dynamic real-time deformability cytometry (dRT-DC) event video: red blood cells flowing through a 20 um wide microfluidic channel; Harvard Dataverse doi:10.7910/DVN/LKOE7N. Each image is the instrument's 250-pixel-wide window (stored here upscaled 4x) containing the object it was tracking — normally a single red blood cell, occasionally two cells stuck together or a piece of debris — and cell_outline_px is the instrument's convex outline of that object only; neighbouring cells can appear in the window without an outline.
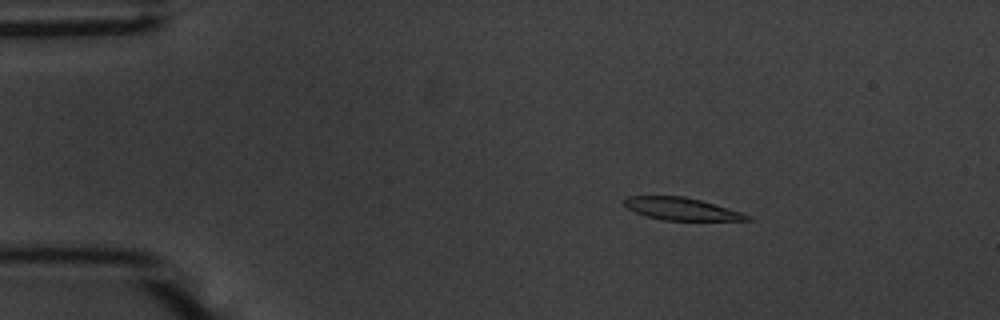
{"species": "common noctule bat (a hibernating species)", "species_latin": "Nyctalus noctula", "temperature_condition": "warm", "stored_images_in_passage": 55, "camera_frame_rate_fps": 3000, "um_per_image_px": 0.085, "animal": {"sex": "male", "body_mass_g": 20.1, "forearm_length_mm": 53.5}, "frame": {"image": 1, "passage_image": 9, "time_ms": 2.667, "image_size_px": [1000, 320], "cell_outline_px": [[752, 220], [664, 220], [648, 216], [636, 212], [628, 208], [620, 200], [628, 196], [684, 196], [700, 200], [744, 212], [752, 216]], "centroid_in_image_um": [57.95, 17.75], "position_along_channel_um": 27.0, "area_um2": 16.07}}
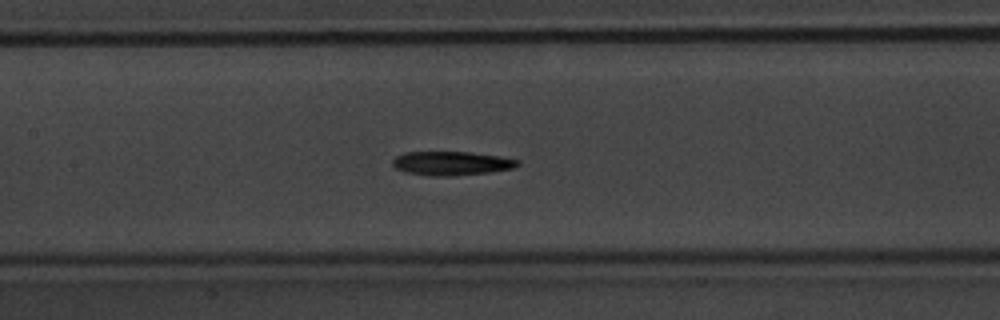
{"frame": {"image": 2, "passage_image": 26, "time_ms": 8.333, "image_size_px": [1000, 320], "cell_outline_px": [[520, 164], [512, 168], [488, 172], [448, 176], [428, 176], [404, 172], [396, 168], [392, 164], [392, 160], [396, 156], [404, 152], [472, 152], [500, 156], [520, 160]], "centroid_in_image_um": [38.35, 13.87], "position_along_channel_um": 169.1, "area_um2": 17.46}}
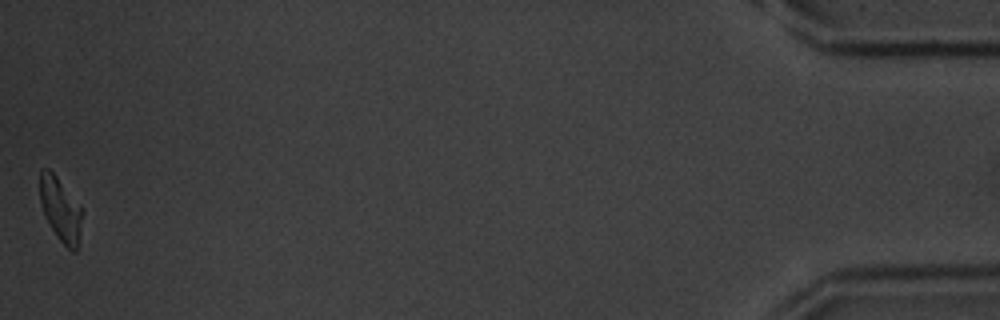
{"frame": {"image": 3, "passage_image": 55, "time_ms": 18.0, "image_size_px": [1000, 320], "cell_outline_px": [[84, 212], [76, 252], [72, 252], [56, 236], [48, 224], [44, 216], [40, 204], [40, 168], [48, 168], [56, 176], [80, 204]], "centroid_in_image_um": [5.15, 17.81], "position_along_channel_um": 430.1, "area_um2": 16.01}, "authors_computed_cell_mechanics": {"area_um2": 17.2822, "velocity_mm_per_s": 3.6601, "shape_relaxation_time_tau1_ms": 3.6717, "shape_relaxation_time_tau2_ms": 8.3721, "deformation_change_tau1": 0.1498, "deformation_change_tau2": 0.1905}}